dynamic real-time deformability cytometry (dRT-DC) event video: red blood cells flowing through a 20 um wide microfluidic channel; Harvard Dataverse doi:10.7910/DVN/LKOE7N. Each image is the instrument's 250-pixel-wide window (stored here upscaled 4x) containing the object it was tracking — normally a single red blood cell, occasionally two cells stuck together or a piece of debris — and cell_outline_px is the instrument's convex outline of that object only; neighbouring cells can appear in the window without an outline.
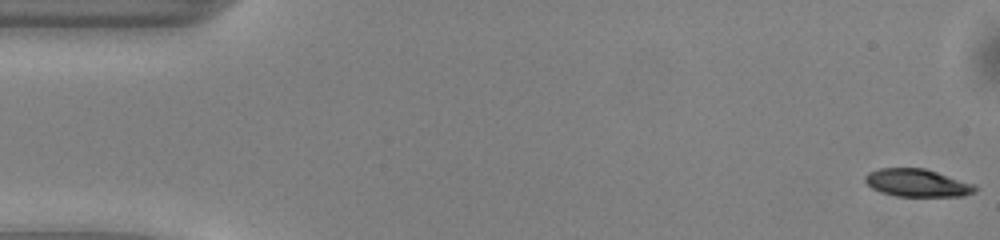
{"species": "common noctule bat (a hibernating species)", "species_latin": "Nyctalus noctula", "temperature_condition": "warm", "stored_images_in_passage": 50, "camera_frame_rate_fps": 3000, "um_per_image_px": 0.085, "animal": {"sex": "male", "body_mass_g": 13.0, "forearm_length_mm": 53.1}, "frame": {"image": 1, "passage_image": 1, "time_ms": 0.0, "image_size_px": [1000, 240], "cell_outline_px": [[980, 188], [976, 192], [964, 196], [896, 196], [880, 192], [872, 188], [864, 180], [864, 176], [868, 172], [880, 168], [924, 168], [976, 184]], "centroid_in_image_um": [78.01, 15.55], "position_along_channel_um": 7.0, "area_um2": 17.98}}
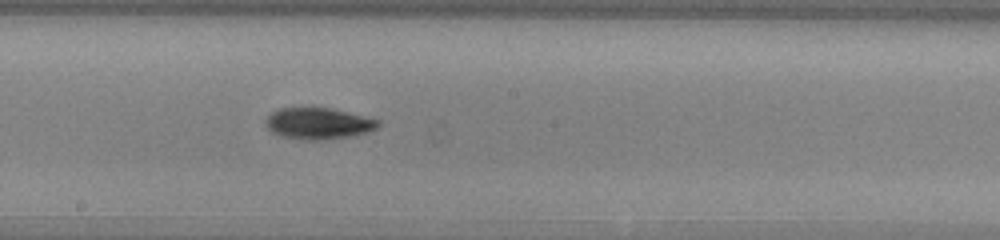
{"frame": {"image": 2, "passage_image": 27, "time_ms": 8.667, "image_size_px": [1000, 240], "cell_outline_px": [[380, 124], [376, 128], [368, 132], [348, 136], [320, 140], [308, 140], [280, 136], [272, 132], [264, 124], [264, 120], [272, 112], [280, 108], [332, 108], [380, 120]], "centroid_in_image_um": [27.04, 10.49], "position_along_channel_um": 221.2, "area_um2": 20.46}}
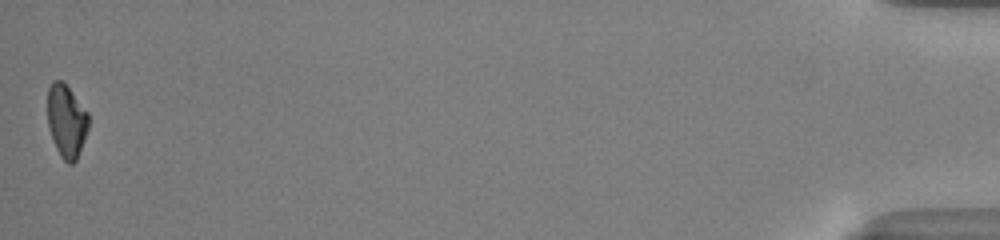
{"frame": {"image": 3, "passage_image": 50, "time_ms": 16.333, "image_size_px": [1000, 240], "cell_outline_px": [[88, 128], [84, 140], [76, 160], [72, 164], [68, 164], [60, 156], [52, 140], [48, 124], [48, 88], [52, 80], [60, 80], [68, 88], [88, 112]], "centroid_in_image_um": [5.64, 10.3], "position_along_channel_um": 429.6, "area_um2": 17.22}, "authors_computed_cell_mechanics": {"area_um2": 18.7561, "velocity_mm_per_s": 4.0852, "shape_relaxation_time_tau1_ms": 3.0624, "shape_relaxation_time_tau2_ms": null, "deformation_change_tau1": 0.1302, "deformation_change_tau2": null}}